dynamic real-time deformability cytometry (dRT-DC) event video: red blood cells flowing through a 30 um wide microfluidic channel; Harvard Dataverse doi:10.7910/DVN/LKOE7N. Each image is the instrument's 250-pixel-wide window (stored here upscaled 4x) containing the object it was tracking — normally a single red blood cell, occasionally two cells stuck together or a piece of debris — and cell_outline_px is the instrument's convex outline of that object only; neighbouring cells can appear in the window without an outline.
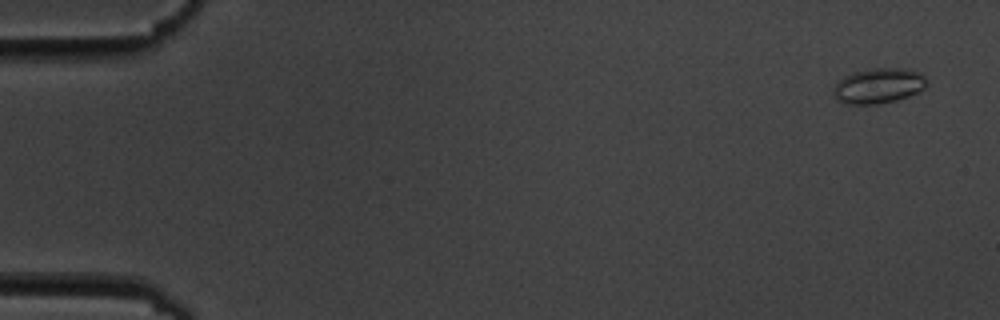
{"species": "common noctule bat (a hibernating species)", "species_latin": "Nyctalus noctula", "temperature_condition": "cold", "stored_images_in_passage": 11, "camera_frame_rate_fps": 3000, "um_per_image_px": 0.085, "animal": {"sex": "male", "body_mass_g": 19.5, "forearm_length_mm": 54.6}, "frame": {"image": 1, "passage_image": 1, "time_ms": 0.0, "image_size_px": [1000, 320], "cell_outline_px": [[928, 84], [924, 88], [908, 96], [896, 100], [880, 104], [848, 104], [840, 100], [836, 96], [836, 84], [844, 76], [852, 72], [876, 68], [904, 68], [920, 72]], "centroid_in_image_um": [74.72, 7.28], "position_along_channel_um": 10.3, "area_um2": 18.79}}
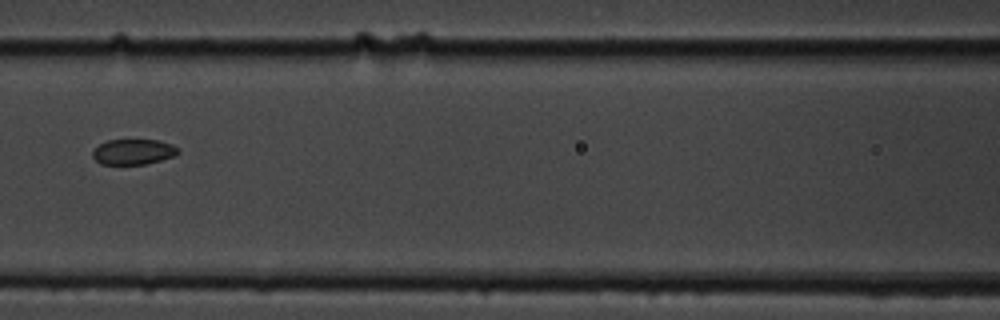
{"frame": {"image": 2, "passage_image": 7, "time_ms": 8.0, "image_size_px": [1000, 320], "cell_outline_px": [[180, 152], [172, 156], [160, 160], [144, 164], [100, 164], [92, 156], [92, 152], [100, 144], [108, 140], [156, 140], [172, 144]], "centroid_in_image_um": [11.31, 12.9], "position_along_channel_um": 155.3, "area_um2": 12.43}}
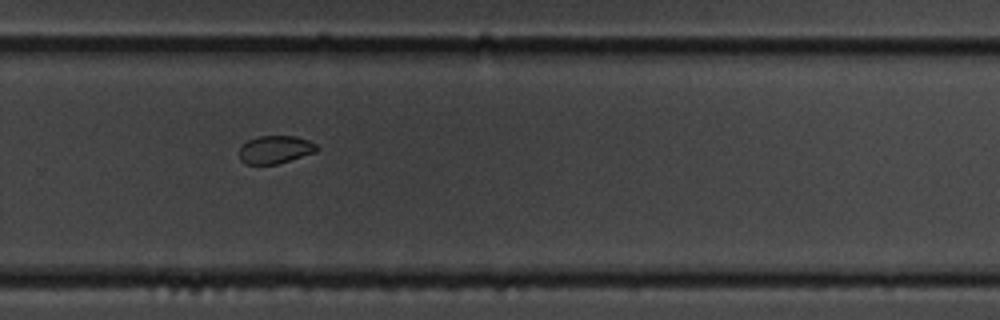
{"frame": {"image": 3, "passage_image": 11, "time_ms": 12.333, "image_size_px": [1000, 320], "cell_outline_px": [[320, 148], [316, 152], [276, 164], [248, 164], [240, 160], [240, 148], [248, 140], [256, 136], [296, 136], [308, 140], [316, 144]], "centroid_in_image_um": [23.42, 12.7], "position_along_channel_um": 306.4, "area_um2": 12.54}}